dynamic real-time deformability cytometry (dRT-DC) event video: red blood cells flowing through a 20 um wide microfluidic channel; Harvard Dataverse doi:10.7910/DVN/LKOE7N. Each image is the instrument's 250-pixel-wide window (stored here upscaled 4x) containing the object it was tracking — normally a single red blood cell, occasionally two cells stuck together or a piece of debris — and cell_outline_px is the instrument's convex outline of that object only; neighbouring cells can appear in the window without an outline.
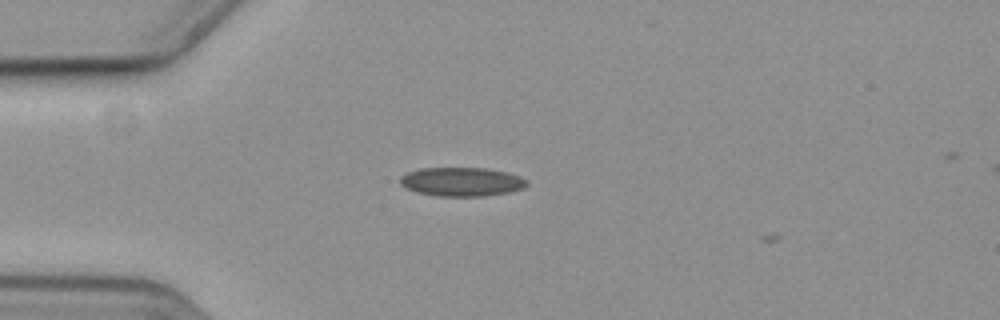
{"species": "common noctule bat (a hibernating species)", "species_latin": "Nyctalus noctula", "temperature_condition": "cold", "stored_images_in_passage": 3, "camera_frame_rate_fps": 3000, "um_per_image_px": 0.085, "animal": {"sex": "female", "body_mass_g": 19.3, "forearm_length_mm": 54.1}, "frame": {"image": 1, "passage_image": 1, "time_ms": 0.0, "image_size_px": [1000, 320], "cell_outline_px": [[528, 184], [524, 188], [508, 192], [484, 196], [436, 196], [416, 192], [404, 188], [400, 184], [400, 176], [408, 172], [420, 168], [484, 168], [508, 172], [520, 176], [528, 180]], "centroid_in_image_um": [39.23, 15.45], "position_along_channel_um": 45.8, "area_um2": 21.5}}